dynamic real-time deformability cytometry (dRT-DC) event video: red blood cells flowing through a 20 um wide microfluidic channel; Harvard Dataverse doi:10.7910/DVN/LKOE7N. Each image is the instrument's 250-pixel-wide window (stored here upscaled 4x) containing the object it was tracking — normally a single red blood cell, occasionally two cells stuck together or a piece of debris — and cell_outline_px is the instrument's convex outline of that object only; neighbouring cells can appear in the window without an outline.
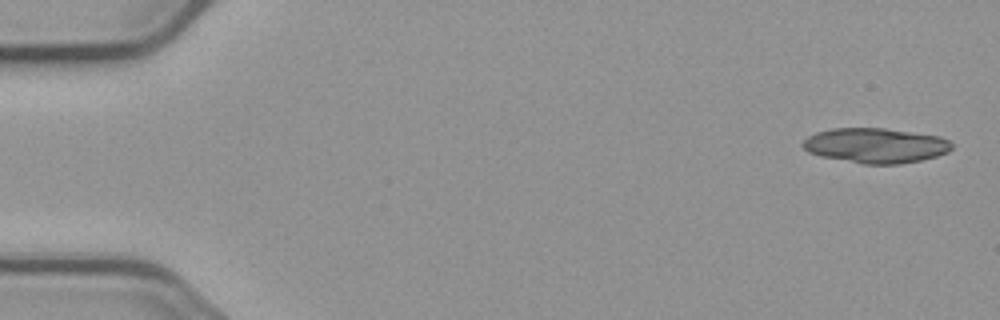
{"species": "common noctule bat (a hibernating species)", "species_latin": "Nyctalus noctula", "temperature_condition": "cold", "stored_images_in_passage": 5, "camera_frame_rate_fps": 3000, "um_per_image_px": 0.085, "animal": {"sex": "male", "body_mass_g": 23.1, "forearm_length_mm": 52.7}, "frame": {"image": 1, "passage_image": 1, "time_ms": 0.0, "image_size_px": [1000, 320], "cell_outline_px": [[952, 148], [948, 152], [936, 156], [920, 160], [900, 164], [864, 164], [820, 156], [808, 152], [800, 144], [808, 136], [816, 132], [832, 128], [884, 128], [940, 136], [948, 140], [952, 144]], "centroid_in_image_um": [74.41, 12.36], "position_along_channel_um": 10.6, "area_um2": 30.35}}